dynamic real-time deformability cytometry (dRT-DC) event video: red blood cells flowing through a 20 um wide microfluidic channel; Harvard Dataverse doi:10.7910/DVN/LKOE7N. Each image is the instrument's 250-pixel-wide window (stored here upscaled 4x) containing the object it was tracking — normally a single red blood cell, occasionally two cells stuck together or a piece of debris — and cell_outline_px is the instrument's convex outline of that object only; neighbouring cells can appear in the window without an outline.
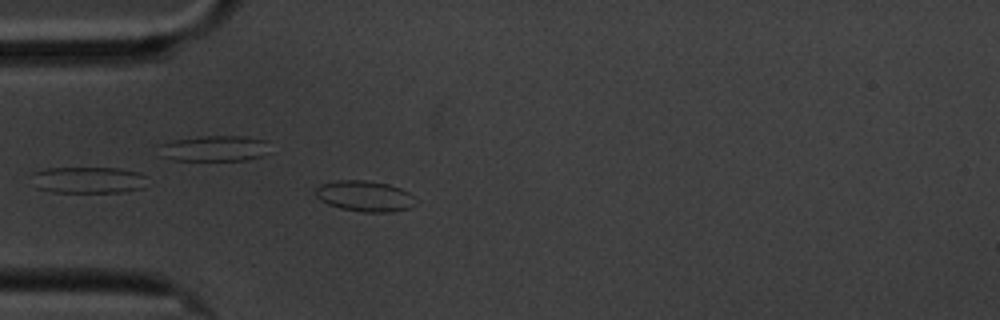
{"species": "common noctule bat (a hibernating species)", "species_latin": "Nyctalus noctula", "temperature_condition": "cold", "stored_images_in_passage": 5, "camera_frame_rate_fps": 3000, "um_per_image_px": 0.085, "animal": {"sex": "male", "body_mass_g": 20.1, "forearm_length_mm": 53.5}, "frame": {"image": 1, "passage_image": 5, "time_ms": 5.0, "image_size_px": [1000, 320], "cell_outline_px": [[416, 204], [408, 208], [392, 212], [364, 212], [340, 208], [328, 204], [320, 200], [316, 196], [316, 188], [320, 184], [336, 180], [364, 180], [388, 184], [400, 188], [408, 192], [412, 196]], "centroid_in_image_um": [30.98, 16.67], "position_along_channel_um": 54.0, "area_um2": 17.86}}